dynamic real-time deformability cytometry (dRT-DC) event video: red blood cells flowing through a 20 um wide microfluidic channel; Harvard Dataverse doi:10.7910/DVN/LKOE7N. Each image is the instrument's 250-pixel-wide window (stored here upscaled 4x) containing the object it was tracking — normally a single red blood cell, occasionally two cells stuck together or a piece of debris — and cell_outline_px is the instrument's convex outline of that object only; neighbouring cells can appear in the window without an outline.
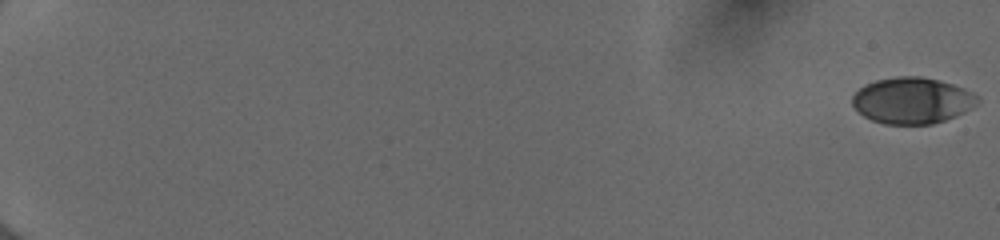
{"species": "human", "species_latin": "Homo sapiens", "temperature_condition": "cold", "stored_images_in_passage": 55, "camera_frame_rate_fps": 3000, "um_per_image_px": 0.085, "donor": {"sex": "female"}, "frame": {"image": 1, "passage_image": 1, "time_ms": 0.0, "image_size_px": [1000, 240], "cell_outline_px": [[980, 100], [972, 108], [956, 116], [932, 124], [884, 124], [872, 120], [864, 116], [852, 104], [852, 96], [864, 84], [876, 80], [896, 76], [920, 76], [940, 80], [964, 88], [972, 92]], "centroid_in_image_um": [77.54, 8.54], "position_along_channel_um": 7.5, "area_um2": 33.76}}
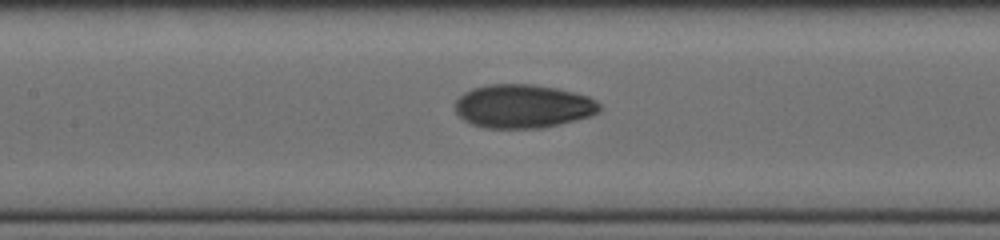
{"frame": {"image": 2, "passage_image": 30, "time_ms": 9.667, "image_size_px": [1000, 240], "cell_outline_px": [[600, 112], [592, 116], [560, 124], [540, 128], [484, 128], [472, 124], [464, 120], [456, 112], [456, 100], [464, 92], [472, 88], [488, 84], [532, 84], [556, 88], [588, 96], [596, 100], [600, 104]], "centroid_in_image_um": [44.46, 9.03], "position_along_channel_um": 162.9, "area_um2": 36.82}}
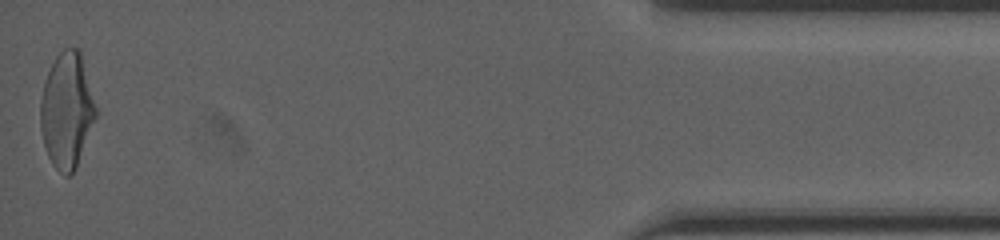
{"frame": {"image": 3, "passage_image": 55, "time_ms": 18.0, "image_size_px": [1000, 240], "cell_outline_px": [[96, 116], [76, 168], [68, 176], [64, 176], [52, 164], [48, 156], [44, 144], [40, 128], [40, 100], [44, 80], [56, 56], [64, 48], [80, 48], [96, 108]], "centroid_in_image_um": [5.66, 9.37], "position_along_channel_um": 429.5, "area_um2": 37.11}, "authors_computed_cell_mechanics": {"area_um2": 35.3158, "velocity_mm_per_s": 4.0111, "shape_relaxation_time_tau1_ms": 3.8466, "shape_relaxation_time_tau2_ms": 1.1477, "deformation_change_tau1": 0.1755, "deformation_change_tau2": 0.0525}}